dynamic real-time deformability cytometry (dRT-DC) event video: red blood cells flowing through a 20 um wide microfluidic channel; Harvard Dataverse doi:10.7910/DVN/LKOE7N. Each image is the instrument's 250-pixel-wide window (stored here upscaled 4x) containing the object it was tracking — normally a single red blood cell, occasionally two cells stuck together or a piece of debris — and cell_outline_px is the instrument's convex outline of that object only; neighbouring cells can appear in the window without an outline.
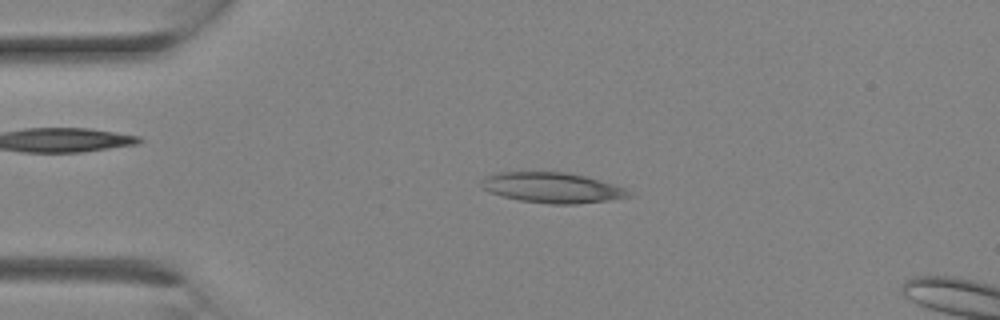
{"species": "Egyptian fruit bat (a non-hibernating species)", "species_latin": "Rousettus aegyptiacus", "temperature_condition": "room temperature", "stored_images_in_passage": 7, "camera_frame_rate_fps": 3000, "um_per_image_px": 0.085, "animal": {"sex": "female"}, "frame": {"image": 1, "passage_image": 5, "time_ms": 1.333, "image_size_px": [1000, 320], "cell_outline_px": [[632, 196], [608, 200], [576, 204], [548, 204], [520, 200], [500, 196], [484, 188], [480, 184], [484, 176], [496, 172], [568, 172], [588, 176], [624, 188], [632, 192]], "centroid_in_image_um": [46.94, 15.95], "position_along_channel_um": 38.1, "area_um2": 26.13}}